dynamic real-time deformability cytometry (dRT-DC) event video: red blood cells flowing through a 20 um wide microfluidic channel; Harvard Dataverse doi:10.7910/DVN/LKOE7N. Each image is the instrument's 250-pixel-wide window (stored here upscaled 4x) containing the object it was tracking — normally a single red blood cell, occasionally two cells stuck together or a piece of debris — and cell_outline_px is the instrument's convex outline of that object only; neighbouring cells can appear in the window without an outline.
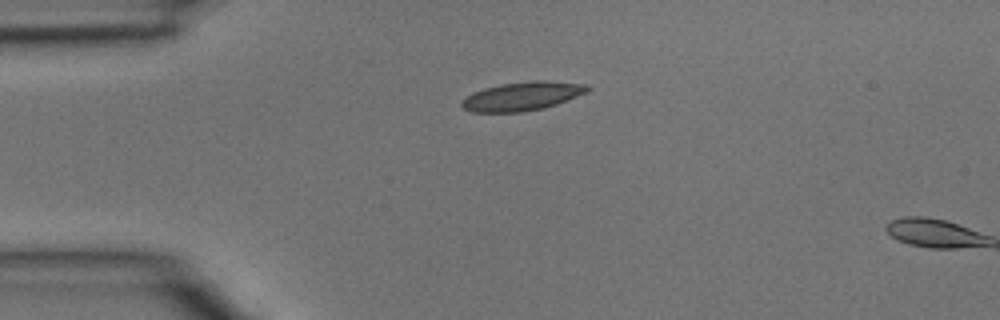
{"species": "common noctule bat (a hibernating species)", "species_latin": "Nyctalus noctula", "temperature_condition": "room temperature", "stored_images_in_passage": 2, "camera_frame_rate_fps": 3000, "um_per_image_px": 0.085, "animal": {"sex": "male", "body_mass_g": 15.6}, "frame": {"image": 1, "passage_image": 1, "time_ms": 0.0, "image_size_px": [1000, 320], "cell_outline_px": [[592, 88], [588, 92], [556, 104], [544, 108], [520, 112], [472, 112], [464, 108], [460, 104], [472, 92], [484, 88], [500, 84], [532, 80], [544, 80], [588, 84]], "centroid_in_image_um": [44.43, 8.16], "position_along_channel_um": 40.6, "area_um2": 21.1}}